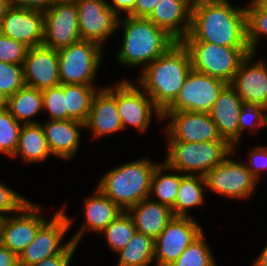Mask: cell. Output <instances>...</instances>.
<instances>
[{"instance_id":"cell-50","label":"cell","mask_w":267,"mask_h":266,"mask_svg":"<svg viewBox=\"0 0 267 266\" xmlns=\"http://www.w3.org/2000/svg\"><path fill=\"white\" fill-rule=\"evenodd\" d=\"M8 96L0 90V110L7 109Z\"/></svg>"},{"instance_id":"cell-27","label":"cell","mask_w":267,"mask_h":266,"mask_svg":"<svg viewBox=\"0 0 267 266\" xmlns=\"http://www.w3.org/2000/svg\"><path fill=\"white\" fill-rule=\"evenodd\" d=\"M205 189H207L205 176L185 174L181 178L175 203L171 207L173 215L193 217L188 211L206 204Z\"/></svg>"},{"instance_id":"cell-8","label":"cell","mask_w":267,"mask_h":266,"mask_svg":"<svg viewBox=\"0 0 267 266\" xmlns=\"http://www.w3.org/2000/svg\"><path fill=\"white\" fill-rule=\"evenodd\" d=\"M135 82L123 78L116 82V106L123 124V130L130 126L145 133L152 122V116L162 121V111L151 97Z\"/></svg>"},{"instance_id":"cell-29","label":"cell","mask_w":267,"mask_h":266,"mask_svg":"<svg viewBox=\"0 0 267 266\" xmlns=\"http://www.w3.org/2000/svg\"><path fill=\"white\" fill-rule=\"evenodd\" d=\"M7 110L22 125L40 124L33 118L43 111L42 91L24 85L15 94L8 97Z\"/></svg>"},{"instance_id":"cell-3","label":"cell","mask_w":267,"mask_h":266,"mask_svg":"<svg viewBox=\"0 0 267 266\" xmlns=\"http://www.w3.org/2000/svg\"><path fill=\"white\" fill-rule=\"evenodd\" d=\"M191 69L188 49L177 42L140 72L136 83L163 112L177 97Z\"/></svg>"},{"instance_id":"cell-10","label":"cell","mask_w":267,"mask_h":266,"mask_svg":"<svg viewBox=\"0 0 267 266\" xmlns=\"http://www.w3.org/2000/svg\"><path fill=\"white\" fill-rule=\"evenodd\" d=\"M236 151L233 150L222 163L208 171L205 175L207 189L231 200H248L259 183L242 159H232Z\"/></svg>"},{"instance_id":"cell-38","label":"cell","mask_w":267,"mask_h":266,"mask_svg":"<svg viewBox=\"0 0 267 266\" xmlns=\"http://www.w3.org/2000/svg\"><path fill=\"white\" fill-rule=\"evenodd\" d=\"M24 85L23 66L0 61V90L10 97Z\"/></svg>"},{"instance_id":"cell-6","label":"cell","mask_w":267,"mask_h":266,"mask_svg":"<svg viewBox=\"0 0 267 266\" xmlns=\"http://www.w3.org/2000/svg\"><path fill=\"white\" fill-rule=\"evenodd\" d=\"M191 56L192 69L230 84L249 47H227L208 42H182Z\"/></svg>"},{"instance_id":"cell-42","label":"cell","mask_w":267,"mask_h":266,"mask_svg":"<svg viewBox=\"0 0 267 266\" xmlns=\"http://www.w3.org/2000/svg\"><path fill=\"white\" fill-rule=\"evenodd\" d=\"M78 245L73 241L60 253L47 257L31 266H70Z\"/></svg>"},{"instance_id":"cell-35","label":"cell","mask_w":267,"mask_h":266,"mask_svg":"<svg viewBox=\"0 0 267 266\" xmlns=\"http://www.w3.org/2000/svg\"><path fill=\"white\" fill-rule=\"evenodd\" d=\"M22 124L7 110H0V154L13 157L19 143Z\"/></svg>"},{"instance_id":"cell-37","label":"cell","mask_w":267,"mask_h":266,"mask_svg":"<svg viewBox=\"0 0 267 266\" xmlns=\"http://www.w3.org/2000/svg\"><path fill=\"white\" fill-rule=\"evenodd\" d=\"M43 111L49 113L48 120H67L64 84L42 90Z\"/></svg>"},{"instance_id":"cell-18","label":"cell","mask_w":267,"mask_h":266,"mask_svg":"<svg viewBox=\"0 0 267 266\" xmlns=\"http://www.w3.org/2000/svg\"><path fill=\"white\" fill-rule=\"evenodd\" d=\"M255 56L251 52L241 61L230 85L243 101L267 108V63Z\"/></svg>"},{"instance_id":"cell-9","label":"cell","mask_w":267,"mask_h":266,"mask_svg":"<svg viewBox=\"0 0 267 266\" xmlns=\"http://www.w3.org/2000/svg\"><path fill=\"white\" fill-rule=\"evenodd\" d=\"M65 207L66 204L39 228L34 240L18 256V266L36 264L62 252L72 242L68 239L63 243L66 233L75 220L67 215Z\"/></svg>"},{"instance_id":"cell-2","label":"cell","mask_w":267,"mask_h":266,"mask_svg":"<svg viewBox=\"0 0 267 266\" xmlns=\"http://www.w3.org/2000/svg\"><path fill=\"white\" fill-rule=\"evenodd\" d=\"M119 29L123 33V43L115 58L123 67H136L140 72L177 43L166 31L144 17L122 16Z\"/></svg>"},{"instance_id":"cell-25","label":"cell","mask_w":267,"mask_h":266,"mask_svg":"<svg viewBox=\"0 0 267 266\" xmlns=\"http://www.w3.org/2000/svg\"><path fill=\"white\" fill-rule=\"evenodd\" d=\"M132 217L137 232L153 240L165 229L174 217L171 208L146 198L127 210Z\"/></svg>"},{"instance_id":"cell-45","label":"cell","mask_w":267,"mask_h":266,"mask_svg":"<svg viewBox=\"0 0 267 266\" xmlns=\"http://www.w3.org/2000/svg\"><path fill=\"white\" fill-rule=\"evenodd\" d=\"M111 1V2H110ZM108 0L109 7L119 16L129 15L135 6L136 0Z\"/></svg>"},{"instance_id":"cell-26","label":"cell","mask_w":267,"mask_h":266,"mask_svg":"<svg viewBox=\"0 0 267 266\" xmlns=\"http://www.w3.org/2000/svg\"><path fill=\"white\" fill-rule=\"evenodd\" d=\"M52 156L41 124L22 125L17 150L12 158L21 157L24 163L44 162Z\"/></svg>"},{"instance_id":"cell-31","label":"cell","mask_w":267,"mask_h":266,"mask_svg":"<svg viewBox=\"0 0 267 266\" xmlns=\"http://www.w3.org/2000/svg\"><path fill=\"white\" fill-rule=\"evenodd\" d=\"M117 255L119 258L116 266L155 265L154 240L136 231L128 244L117 252Z\"/></svg>"},{"instance_id":"cell-48","label":"cell","mask_w":267,"mask_h":266,"mask_svg":"<svg viewBox=\"0 0 267 266\" xmlns=\"http://www.w3.org/2000/svg\"><path fill=\"white\" fill-rule=\"evenodd\" d=\"M11 8L8 0H0V23Z\"/></svg>"},{"instance_id":"cell-41","label":"cell","mask_w":267,"mask_h":266,"mask_svg":"<svg viewBox=\"0 0 267 266\" xmlns=\"http://www.w3.org/2000/svg\"><path fill=\"white\" fill-rule=\"evenodd\" d=\"M248 161L245 162L250 174L257 180H260L261 174L267 171V147L257 146L248 152Z\"/></svg>"},{"instance_id":"cell-46","label":"cell","mask_w":267,"mask_h":266,"mask_svg":"<svg viewBox=\"0 0 267 266\" xmlns=\"http://www.w3.org/2000/svg\"><path fill=\"white\" fill-rule=\"evenodd\" d=\"M0 266H18V256L0 243Z\"/></svg>"},{"instance_id":"cell-24","label":"cell","mask_w":267,"mask_h":266,"mask_svg":"<svg viewBox=\"0 0 267 266\" xmlns=\"http://www.w3.org/2000/svg\"><path fill=\"white\" fill-rule=\"evenodd\" d=\"M243 100L236 93L235 89L228 84L216 99L210 115L222 139L226 140L233 150L237 149L239 143V122L240 109Z\"/></svg>"},{"instance_id":"cell-51","label":"cell","mask_w":267,"mask_h":266,"mask_svg":"<svg viewBox=\"0 0 267 266\" xmlns=\"http://www.w3.org/2000/svg\"><path fill=\"white\" fill-rule=\"evenodd\" d=\"M264 10L267 11V0H255Z\"/></svg>"},{"instance_id":"cell-30","label":"cell","mask_w":267,"mask_h":266,"mask_svg":"<svg viewBox=\"0 0 267 266\" xmlns=\"http://www.w3.org/2000/svg\"><path fill=\"white\" fill-rule=\"evenodd\" d=\"M91 85L64 84V97L67 109V120H76L85 124L91 109L94 94L98 89Z\"/></svg>"},{"instance_id":"cell-23","label":"cell","mask_w":267,"mask_h":266,"mask_svg":"<svg viewBox=\"0 0 267 266\" xmlns=\"http://www.w3.org/2000/svg\"><path fill=\"white\" fill-rule=\"evenodd\" d=\"M191 17L190 0H159L147 18L177 42H181L189 34Z\"/></svg>"},{"instance_id":"cell-4","label":"cell","mask_w":267,"mask_h":266,"mask_svg":"<svg viewBox=\"0 0 267 266\" xmlns=\"http://www.w3.org/2000/svg\"><path fill=\"white\" fill-rule=\"evenodd\" d=\"M158 162L146 159L122 163L100 178L97 188L123 211L149 198L151 177Z\"/></svg>"},{"instance_id":"cell-32","label":"cell","mask_w":267,"mask_h":266,"mask_svg":"<svg viewBox=\"0 0 267 266\" xmlns=\"http://www.w3.org/2000/svg\"><path fill=\"white\" fill-rule=\"evenodd\" d=\"M136 231L132 217L123 211L99 234L104 236L109 249L117 253L128 244Z\"/></svg>"},{"instance_id":"cell-11","label":"cell","mask_w":267,"mask_h":266,"mask_svg":"<svg viewBox=\"0 0 267 266\" xmlns=\"http://www.w3.org/2000/svg\"><path fill=\"white\" fill-rule=\"evenodd\" d=\"M227 85L221 79L191 69L177 97L164 111L210 113Z\"/></svg>"},{"instance_id":"cell-40","label":"cell","mask_w":267,"mask_h":266,"mask_svg":"<svg viewBox=\"0 0 267 266\" xmlns=\"http://www.w3.org/2000/svg\"><path fill=\"white\" fill-rule=\"evenodd\" d=\"M27 202L26 197L0 181V219L18 212Z\"/></svg>"},{"instance_id":"cell-5","label":"cell","mask_w":267,"mask_h":266,"mask_svg":"<svg viewBox=\"0 0 267 266\" xmlns=\"http://www.w3.org/2000/svg\"><path fill=\"white\" fill-rule=\"evenodd\" d=\"M166 142L168 145L164 162L183 174L205 176L233 152V147L227 141Z\"/></svg>"},{"instance_id":"cell-44","label":"cell","mask_w":267,"mask_h":266,"mask_svg":"<svg viewBox=\"0 0 267 266\" xmlns=\"http://www.w3.org/2000/svg\"><path fill=\"white\" fill-rule=\"evenodd\" d=\"M158 2L159 0H136L134 10L129 14V16L147 18Z\"/></svg>"},{"instance_id":"cell-36","label":"cell","mask_w":267,"mask_h":266,"mask_svg":"<svg viewBox=\"0 0 267 266\" xmlns=\"http://www.w3.org/2000/svg\"><path fill=\"white\" fill-rule=\"evenodd\" d=\"M267 108L255 103L242 102L240 109V115L238 117L239 122V145L242 136L246 132L251 134L258 133V129L261 127L267 128Z\"/></svg>"},{"instance_id":"cell-47","label":"cell","mask_w":267,"mask_h":266,"mask_svg":"<svg viewBox=\"0 0 267 266\" xmlns=\"http://www.w3.org/2000/svg\"><path fill=\"white\" fill-rule=\"evenodd\" d=\"M262 251L258 254L251 266H267V243Z\"/></svg>"},{"instance_id":"cell-15","label":"cell","mask_w":267,"mask_h":266,"mask_svg":"<svg viewBox=\"0 0 267 266\" xmlns=\"http://www.w3.org/2000/svg\"><path fill=\"white\" fill-rule=\"evenodd\" d=\"M75 0H57L44 13L43 46L60 50L80 41Z\"/></svg>"},{"instance_id":"cell-39","label":"cell","mask_w":267,"mask_h":266,"mask_svg":"<svg viewBox=\"0 0 267 266\" xmlns=\"http://www.w3.org/2000/svg\"><path fill=\"white\" fill-rule=\"evenodd\" d=\"M29 47L0 33V61L22 65Z\"/></svg>"},{"instance_id":"cell-21","label":"cell","mask_w":267,"mask_h":266,"mask_svg":"<svg viewBox=\"0 0 267 266\" xmlns=\"http://www.w3.org/2000/svg\"><path fill=\"white\" fill-rule=\"evenodd\" d=\"M84 222L76 231L71 239L77 245H80L81 239L85 237L86 232L93 231L101 233L110 223H112L123 210L116 205L109 197L102 193L97 187L93 194L84 198Z\"/></svg>"},{"instance_id":"cell-20","label":"cell","mask_w":267,"mask_h":266,"mask_svg":"<svg viewBox=\"0 0 267 266\" xmlns=\"http://www.w3.org/2000/svg\"><path fill=\"white\" fill-rule=\"evenodd\" d=\"M0 33L29 48L41 46L44 40V13L12 7L0 23Z\"/></svg>"},{"instance_id":"cell-49","label":"cell","mask_w":267,"mask_h":266,"mask_svg":"<svg viewBox=\"0 0 267 266\" xmlns=\"http://www.w3.org/2000/svg\"><path fill=\"white\" fill-rule=\"evenodd\" d=\"M228 0H190L192 6H198L206 3H220L227 2Z\"/></svg>"},{"instance_id":"cell-28","label":"cell","mask_w":267,"mask_h":266,"mask_svg":"<svg viewBox=\"0 0 267 266\" xmlns=\"http://www.w3.org/2000/svg\"><path fill=\"white\" fill-rule=\"evenodd\" d=\"M184 175L169 167L164 161L159 162L151 177L149 198L152 200L154 198L153 201L171 208L175 203L180 181Z\"/></svg>"},{"instance_id":"cell-17","label":"cell","mask_w":267,"mask_h":266,"mask_svg":"<svg viewBox=\"0 0 267 266\" xmlns=\"http://www.w3.org/2000/svg\"><path fill=\"white\" fill-rule=\"evenodd\" d=\"M25 86L45 90L61 85L59 77V52L46 46L28 49L23 63Z\"/></svg>"},{"instance_id":"cell-34","label":"cell","mask_w":267,"mask_h":266,"mask_svg":"<svg viewBox=\"0 0 267 266\" xmlns=\"http://www.w3.org/2000/svg\"><path fill=\"white\" fill-rule=\"evenodd\" d=\"M170 266H217L204 232L194 239Z\"/></svg>"},{"instance_id":"cell-19","label":"cell","mask_w":267,"mask_h":266,"mask_svg":"<svg viewBox=\"0 0 267 266\" xmlns=\"http://www.w3.org/2000/svg\"><path fill=\"white\" fill-rule=\"evenodd\" d=\"M84 129H90L92 138L97 140L124 131L116 106V82L94 94Z\"/></svg>"},{"instance_id":"cell-7","label":"cell","mask_w":267,"mask_h":266,"mask_svg":"<svg viewBox=\"0 0 267 266\" xmlns=\"http://www.w3.org/2000/svg\"><path fill=\"white\" fill-rule=\"evenodd\" d=\"M103 48L94 41L80 40L58 50L61 84L96 86L94 81L102 64Z\"/></svg>"},{"instance_id":"cell-22","label":"cell","mask_w":267,"mask_h":266,"mask_svg":"<svg viewBox=\"0 0 267 266\" xmlns=\"http://www.w3.org/2000/svg\"><path fill=\"white\" fill-rule=\"evenodd\" d=\"M52 156L69 161L80 147L81 131L85 124L76 120H47L40 122Z\"/></svg>"},{"instance_id":"cell-16","label":"cell","mask_w":267,"mask_h":266,"mask_svg":"<svg viewBox=\"0 0 267 266\" xmlns=\"http://www.w3.org/2000/svg\"><path fill=\"white\" fill-rule=\"evenodd\" d=\"M75 3L81 40L94 41L103 47L117 32L120 17L107 0H75Z\"/></svg>"},{"instance_id":"cell-43","label":"cell","mask_w":267,"mask_h":266,"mask_svg":"<svg viewBox=\"0 0 267 266\" xmlns=\"http://www.w3.org/2000/svg\"><path fill=\"white\" fill-rule=\"evenodd\" d=\"M57 0H8L11 7L30 9L45 13Z\"/></svg>"},{"instance_id":"cell-14","label":"cell","mask_w":267,"mask_h":266,"mask_svg":"<svg viewBox=\"0 0 267 266\" xmlns=\"http://www.w3.org/2000/svg\"><path fill=\"white\" fill-rule=\"evenodd\" d=\"M193 217L174 216L154 240L155 266H170L203 228Z\"/></svg>"},{"instance_id":"cell-12","label":"cell","mask_w":267,"mask_h":266,"mask_svg":"<svg viewBox=\"0 0 267 266\" xmlns=\"http://www.w3.org/2000/svg\"><path fill=\"white\" fill-rule=\"evenodd\" d=\"M41 211L38 203L29 201L18 212L0 219V243L19 256L48 220Z\"/></svg>"},{"instance_id":"cell-13","label":"cell","mask_w":267,"mask_h":266,"mask_svg":"<svg viewBox=\"0 0 267 266\" xmlns=\"http://www.w3.org/2000/svg\"><path fill=\"white\" fill-rule=\"evenodd\" d=\"M162 120L167 121L164 128L166 140L192 143L226 141L221 138L209 113L163 111Z\"/></svg>"},{"instance_id":"cell-1","label":"cell","mask_w":267,"mask_h":266,"mask_svg":"<svg viewBox=\"0 0 267 266\" xmlns=\"http://www.w3.org/2000/svg\"><path fill=\"white\" fill-rule=\"evenodd\" d=\"M181 42H208L227 47H249L245 6L206 3L192 6L189 34Z\"/></svg>"},{"instance_id":"cell-33","label":"cell","mask_w":267,"mask_h":266,"mask_svg":"<svg viewBox=\"0 0 267 266\" xmlns=\"http://www.w3.org/2000/svg\"><path fill=\"white\" fill-rule=\"evenodd\" d=\"M245 14L247 44L251 52L257 53L259 39L267 37V11L255 0H249L246 2Z\"/></svg>"}]
</instances>
